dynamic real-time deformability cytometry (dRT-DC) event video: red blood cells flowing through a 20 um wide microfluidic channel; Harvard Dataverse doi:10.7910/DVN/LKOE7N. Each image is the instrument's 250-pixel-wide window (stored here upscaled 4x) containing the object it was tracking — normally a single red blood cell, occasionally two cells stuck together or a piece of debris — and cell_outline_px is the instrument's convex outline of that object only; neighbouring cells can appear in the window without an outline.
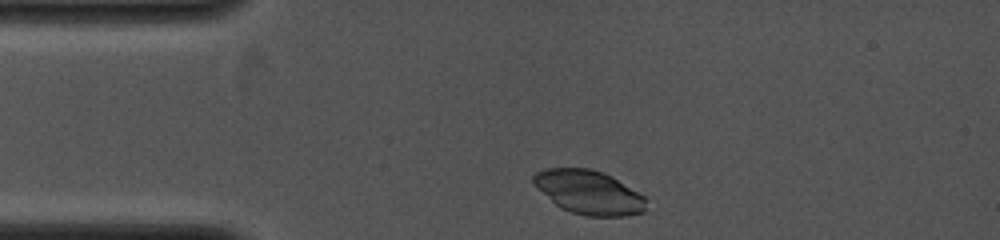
{"species": "common noctule bat (a hibernating species)", "species_latin": "Nyctalus noctula", "temperature_condition": "cold", "stored_images_in_passage": 14, "camera_frame_rate_fps": 4000, "um_per_image_px": 0.085, "animal": {"sex": "female", "body_mass_g": 19.0, "forearm_length_mm": 53.3}, "frame": {"image": 1, "passage_image": 2, "time_ms": 0.25, "image_size_px": [1000, 240], "cell_outline_px": [[648, 200], [644, 212], [624, 216], [588, 216], [572, 212], [560, 208], [536, 188], [532, 184], [532, 176], [536, 172], [544, 168], [592, 168], [604, 172], [612, 176], [644, 196]], "centroid_in_image_um": [50.04, 16.33], "position_along_channel_um": 35.0, "area_um2": 29.07}}